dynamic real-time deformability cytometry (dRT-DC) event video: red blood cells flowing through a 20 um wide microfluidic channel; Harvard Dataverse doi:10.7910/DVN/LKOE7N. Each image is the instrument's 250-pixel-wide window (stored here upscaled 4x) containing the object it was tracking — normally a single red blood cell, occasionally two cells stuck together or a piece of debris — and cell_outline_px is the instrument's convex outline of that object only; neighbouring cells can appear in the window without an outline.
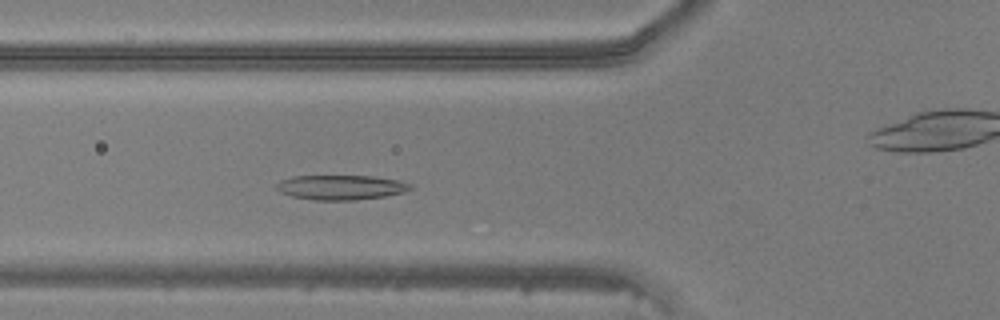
{"species": "common noctule bat (a hibernating species)", "species_latin": "Nyctalus noctula", "temperature_condition": "warm", "stored_images_in_passage": 46, "camera_frame_rate_fps": 3000, "um_per_image_px": 0.085, "animal": {"sex": "male", "body_mass_g": 20.5, "forearm_length_mm": 52.5}, "frame": {"image": 1, "passage_image": 15, "time_ms": 4.667, "image_size_px": [1000, 320], "cell_outline_px": [[412, 188], [404, 192], [384, 196], [356, 200], [316, 200], [292, 196], [280, 192], [276, 188], [276, 184], [280, 180], [292, 176], [372, 176], [396, 180], [412, 184]], "centroid_in_image_um": [28.95, 15.92], "position_along_channel_um": 96.8, "area_um2": 19.19}}
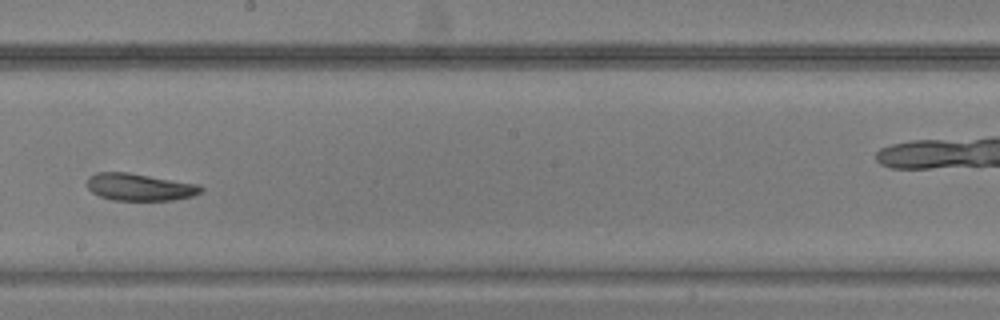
{"frame": {"image": 2, "passage_image": 25, "time_ms": 8.0, "image_size_px": [1000, 320], "cell_outline_px": [[204, 188], [200, 192], [192, 196], [172, 200], [112, 200], [100, 196], [92, 192], [88, 188], [88, 176], [96, 172], [128, 172], [200, 184]], "centroid_in_image_um": [11.87, 15.89], "position_along_channel_um": 236.3, "area_um2": 18.09}}
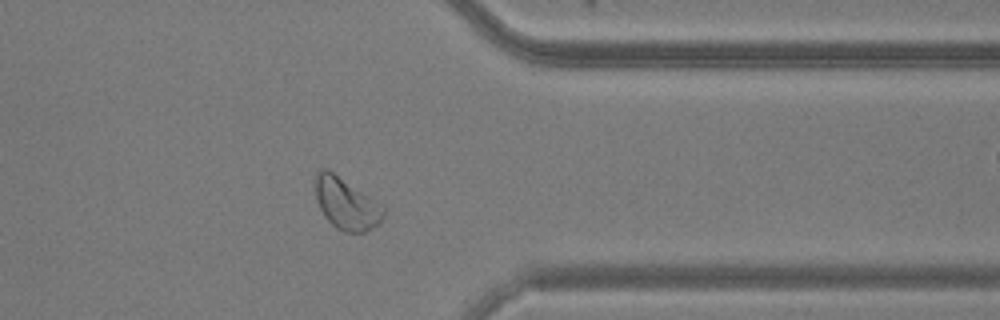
{"frame": {"image": 3, "passage_image": 36, "time_ms": 11.667, "image_size_px": [1000, 320], "cell_outline_px": [[388, 208], [380, 224], [364, 232], [344, 232], [336, 228], [324, 216], [316, 200], [316, 172], [324, 168], [328, 168], [384, 204]], "centroid_in_image_um": [29.5, 17.3], "position_along_channel_um": 381.9, "area_um2": 21.04}}